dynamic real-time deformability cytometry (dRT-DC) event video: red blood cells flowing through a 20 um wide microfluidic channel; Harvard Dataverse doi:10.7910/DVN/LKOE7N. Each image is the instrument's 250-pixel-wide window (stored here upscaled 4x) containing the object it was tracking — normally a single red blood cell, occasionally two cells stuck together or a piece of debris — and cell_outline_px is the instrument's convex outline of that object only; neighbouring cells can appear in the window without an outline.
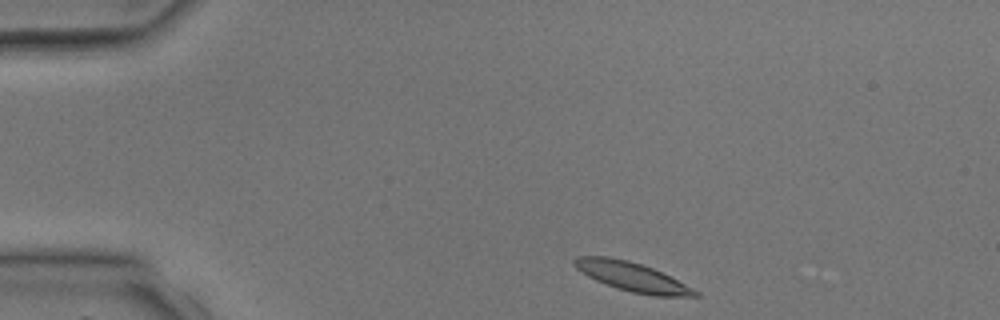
{"species": "common noctule bat (a hibernating species)", "species_latin": "Nyctalus noctula", "temperature_condition": "room temperature", "stored_images_in_passage": 2, "camera_frame_rate_fps": 3000, "um_per_image_px": 0.085, "animal": {"sex": "male", "body_mass_g": 17.9, "forearm_length_mm": 54.2}, "frame": {"image": 1, "passage_image": 1, "time_ms": 0.0, "image_size_px": [1000, 320], "cell_outline_px": [[700, 296], [652, 296], [632, 292], [616, 288], [596, 280], [580, 272], [572, 264], [572, 260], [576, 256], [608, 256], [628, 260], [652, 268], [700, 292]], "centroid_in_image_um": [53.66, 23.51], "position_along_channel_um": 31.3, "area_um2": 20.29}}